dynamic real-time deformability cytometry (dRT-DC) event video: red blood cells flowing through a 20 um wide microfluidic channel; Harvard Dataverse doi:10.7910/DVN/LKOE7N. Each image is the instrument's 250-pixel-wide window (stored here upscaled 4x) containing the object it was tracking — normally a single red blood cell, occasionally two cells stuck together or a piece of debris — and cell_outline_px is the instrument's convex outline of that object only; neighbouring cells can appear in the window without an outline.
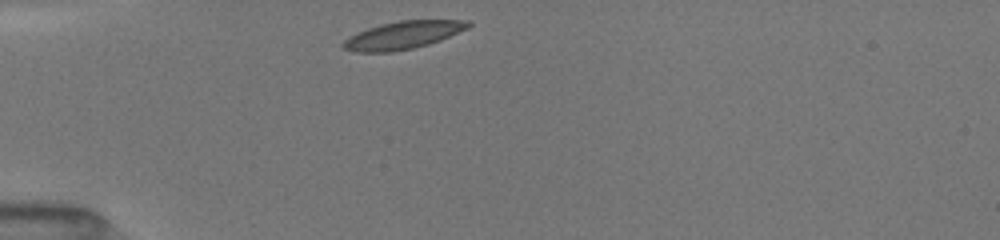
{"species": "common noctule bat (a hibernating species)", "species_latin": "Nyctalus noctula", "temperature_condition": "room temperature", "stored_images_in_passage": 32, "camera_frame_rate_fps": 3000, "um_per_image_px": 0.085, "animal": {"sex": "female", "body_mass_g": 19.5, "forearm_length_mm": 54.1}, "frame": {"image": 1, "passage_image": 1, "time_ms": 0.0, "image_size_px": [1000, 240], "cell_outline_px": [[472, 24], [468, 28], [440, 40], [428, 44], [412, 48], [392, 52], [356, 52], [344, 48], [340, 44], [348, 36], [368, 28], [380, 24], [400, 20], [468, 20]], "centroid_in_image_um": [34.23, 2.98], "position_along_channel_um": 50.8, "area_um2": 20.17}}
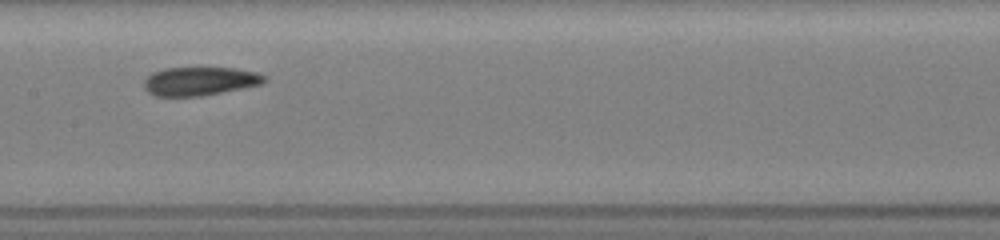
{"frame": {"image": 2, "passage_image": 13, "time_ms": 4.0, "image_size_px": [1000, 240], "cell_outline_px": [[268, 76], [260, 84], [200, 96], [156, 96], [148, 92], [144, 88], [144, 80], [152, 72], [164, 68], [236, 68], [256, 72]], "centroid_in_image_um": [16.95, 6.89], "position_along_channel_um": 190.5, "area_um2": 19.83}}
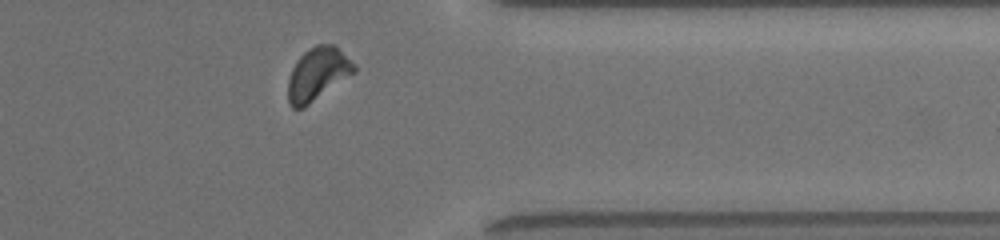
{"frame": {"image": 3, "passage_image": 28, "time_ms": 9.0, "image_size_px": [1000, 240], "cell_outline_px": [[356, 72], [304, 108], [292, 108], [288, 100], [288, 80], [292, 68], [296, 60], [308, 48], [316, 44], [336, 44], [356, 64]], "centroid_in_image_um": [27.02, 6.26], "position_along_channel_um": 384.4, "area_um2": 20.69}, "authors_computed_cell_mechanics": {"area_um2": 20.2589, "velocity_mm_per_s": 4.0136, "shape_relaxation_time_tau1_ms": 2.9468, "shape_relaxation_time_tau2_ms": 2.0182, "deformation_change_tau1": 0.1237, "deformation_change_tau2": 0.0814}}